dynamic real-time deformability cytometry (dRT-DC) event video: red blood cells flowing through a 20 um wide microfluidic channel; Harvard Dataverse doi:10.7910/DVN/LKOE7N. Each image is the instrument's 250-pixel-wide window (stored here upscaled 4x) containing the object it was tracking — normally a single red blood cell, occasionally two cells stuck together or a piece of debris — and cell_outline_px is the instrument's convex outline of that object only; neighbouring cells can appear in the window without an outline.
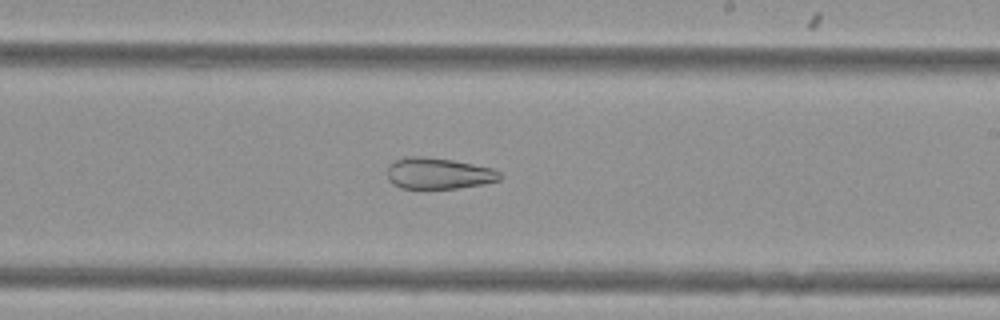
{"species": "Egyptian fruit bat (a non-hibernating species)", "species_latin": "Rousettus aegyptiacus", "temperature_condition": "cold", "stored_images_in_passage": 33, "camera_frame_rate_fps": 3000, "um_per_image_px": 0.085, "animal": {"sex": "female"}, "frame": {"image": 1, "passage_image": 15, "time_ms": 4.667, "image_size_px": [1000, 320], "cell_outline_px": [[504, 176], [500, 180], [484, 184], [456, 188], [400, 188], [392, 184], [388, 180], [388, 164], [404, 156], [420, 156], [452, 160], [496, 168]], "centroid_in_image_um": [37.3, 14.73], "position_along_channel_um": 251.7, "area_um2": 20.75}}
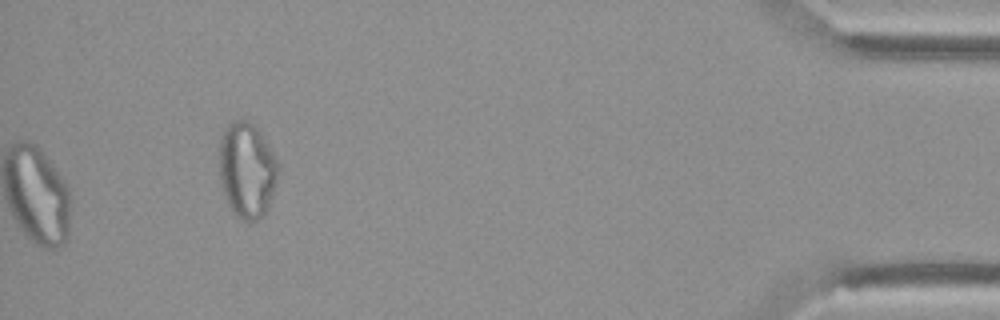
{"frame": {"image": 2, "passage_image": 33, "time_ms": 10.667, "image_size_px": [1000, 320], "cell_outline_px": [[280, 168], [276, 184], [268, 208], [264, 216], [256, 220], [244, 220], [232, 212], [224, 196], [220, 180], [220, 140], [224, 128], [232, 120], [248, 120], [256, 128], [280, 164]], "centroid_in_image_um": [21.0, 14.47], "position_along_channel_um": 414.2, "area_um2": 32.77}}